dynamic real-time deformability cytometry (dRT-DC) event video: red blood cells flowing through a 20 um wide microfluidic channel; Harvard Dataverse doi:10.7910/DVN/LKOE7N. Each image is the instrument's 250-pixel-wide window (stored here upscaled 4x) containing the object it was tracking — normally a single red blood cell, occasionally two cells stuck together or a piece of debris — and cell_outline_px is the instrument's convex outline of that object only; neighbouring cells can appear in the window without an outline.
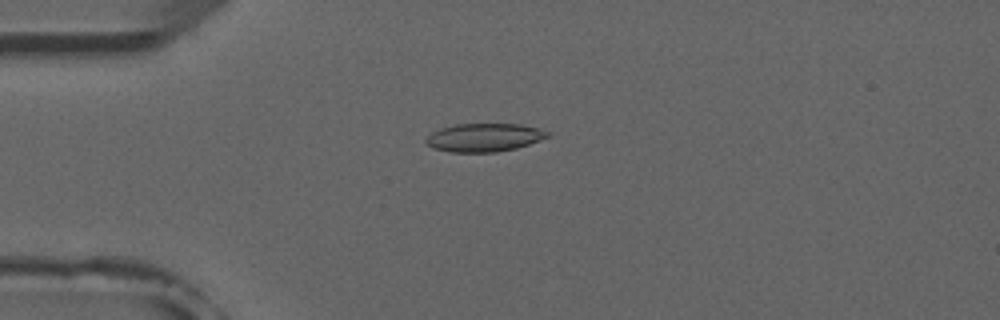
{"species": "common noctule bat (a hibernating species)", "species_latin": "Nyctalus noctula", "temperature_condition": "room temperature", "stored_images_in_passage": 3, "camera_frame_rate_fps": 3000, "um_per_image_px": 0.085, "animal": {"sex": "male", "forearm_length_mm": 52.5}, "frame": {"image": 1, "passage_image": 1, "time_ms": 0.0, "image_size_px": [1000, 320], "cell_outline_px": [[548, 136], [528, 144], [516, 148], [496, 152], [452, 152], [432, 148], [424, 140], [432, 132], [440, 128], [456, 124], [520, 124], [540, 128], [548, 132]], "centroid_in_image_um": [41.12, 11.68], "position_along_channel_um": 43.9, "area_um2": 19.88}}
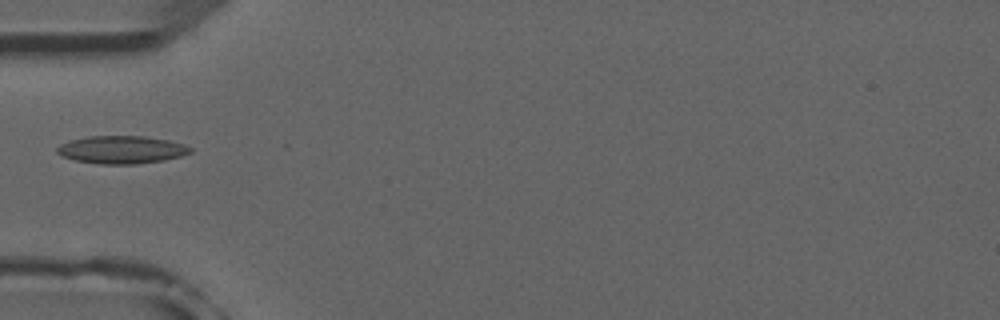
{"frame": {"image": 2, "passage_image": 2, "time_ms": 1.333, "image_size_px": [1000, 320], "cell_outline_px": [[192, 152], [180, 156], [164, 160], [136, 164], [100, 164], [76, 160], [60, 156], [56, 152], [56, 148], [60, 144], [72, 140], [88, 136], [144, 136], [168, 140], [184, 144], [192, 148]], "centroid_in_image_um": [10.33, 12.72], "position_along_channel_um": 74.7, "area_um2": 21.56}}
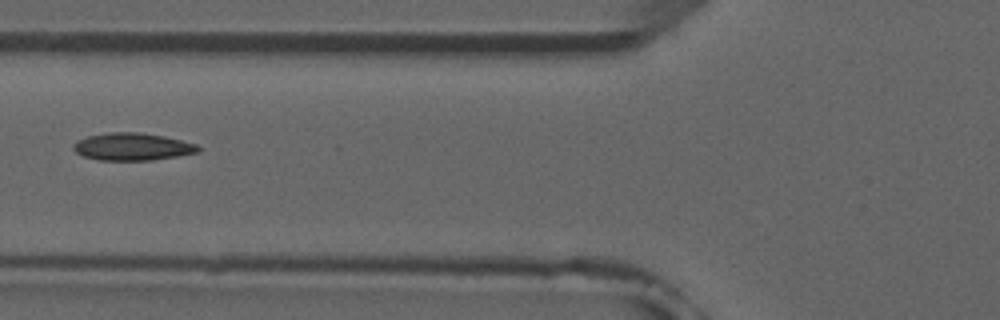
{"frame": {"image": 3, "passage_image": 3, "time_ms": 2.333, "image_size_px": [1000, 320], "cell_outline_px": [[200, 152], [152, 160], [96, 160], [84, 156], [76, 152], [72, 148], [72, 144], [76, 140], [88, 136], [108, 132], [140, 132], [164, 136], [196, 144], [200, 148]], "centroid_in_image_um": [11.22, 12.46], "position_along_channel_um": 114.6, "area_um2": 20.0}}